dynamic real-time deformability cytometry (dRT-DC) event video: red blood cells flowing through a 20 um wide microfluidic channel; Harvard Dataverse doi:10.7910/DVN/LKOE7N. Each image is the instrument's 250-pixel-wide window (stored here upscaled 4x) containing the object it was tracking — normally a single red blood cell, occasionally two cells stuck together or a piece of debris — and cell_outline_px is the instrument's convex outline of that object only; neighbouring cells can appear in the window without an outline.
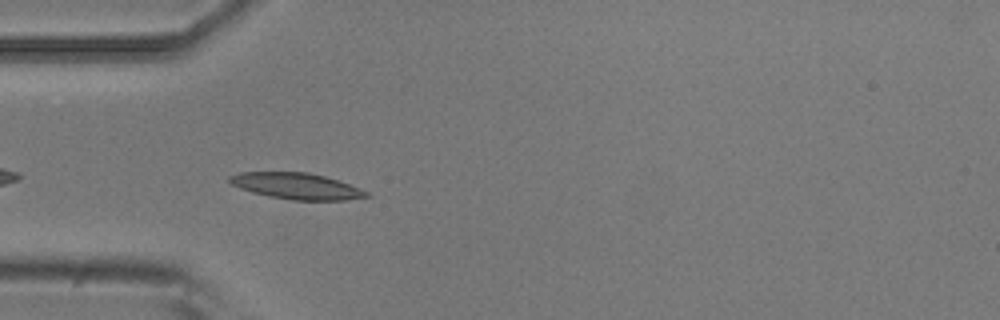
{"species": "common noctule bat (a hibernating species)", "species_latin": "Nyctalus noctula", "temperature_condition": "room temperature", "stored_images_in_passage": 10, "camera_frame_rate_fps": 3000, "um_per_image_px": 0.085, "animal": {"sex": "male", "body_mass_g": 20.5, "forearm_length_mm": 52.5}, "frame": {"image": 1, "passage_image": 4, "time_ms": 1.0, "image_size_px": [1000, 320], "cell_outline_px": [[372, 196], [344, 200], [292, 200], [268, 196], [252, 192], [240, 188], [232, 184], [228, 180], [228, 176], [240, 172], [308, 172], [324, 176], [348, 184], [368, 192]], "centroid_in_image_um": [25.18, 15.81], "position_along_channel_um": 59.8, "area_um2": 20.75}}
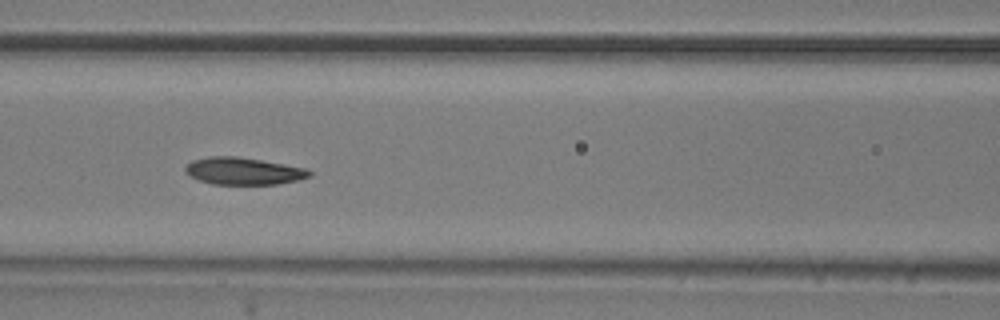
{"frame": {"image": 2, "passage_image": 6, "time_ms": 1.667, "image_size_px": [1000, 320], "cell_outline_px": [[312, 176], [300, 180], [276, 184], [212, 184], [200, 180], [184, 172], [184, 168], [192, 160], [208, 156], [236, 156], [284, 164], [304, 168], [312, 172]], "centroid_in_image_um": [20.69, 14.54], "position_along_channel_um": 145.9, "area_um2": 19.59}}
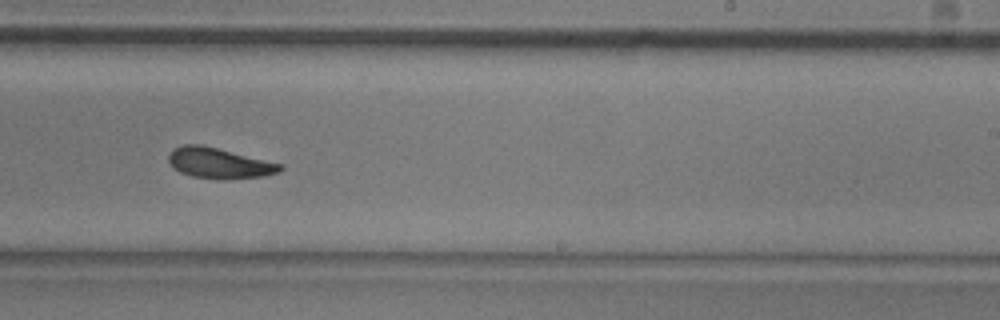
{"frame": {"image": 3, "passage_image": 9, "time_ms": 2.667, "image_size_px": [1000, 320], "cell_outline_px": [[284, 168], [280, 172], [264, 176], [224, 180], [192, 176], [180, 172], [168, 160], [168, 156], [172, 148], [184, 144], [204, 144], [284, 164]], "centroid_in_image_um": [18.68, 13.85], "position_along_channel_um": 270.3, "area_um2": 20.23}}